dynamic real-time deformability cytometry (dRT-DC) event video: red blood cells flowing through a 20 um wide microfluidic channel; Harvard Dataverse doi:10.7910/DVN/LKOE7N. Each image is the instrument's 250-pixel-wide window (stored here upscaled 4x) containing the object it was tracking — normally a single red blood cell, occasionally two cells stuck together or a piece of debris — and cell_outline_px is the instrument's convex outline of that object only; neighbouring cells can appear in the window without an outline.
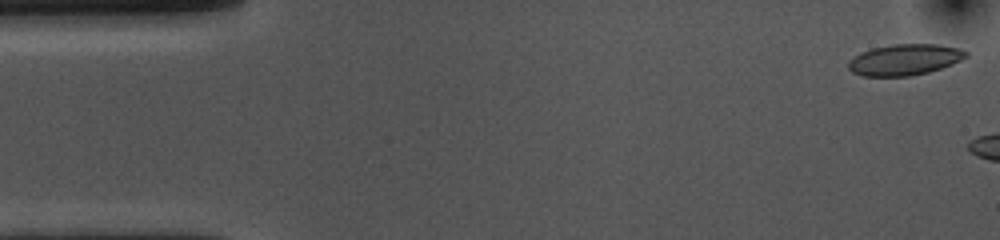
{"species": "common noctule bat (a hibernating species)", "species_latin": "Nyctalus noctula", "temperature_condition": "cold", "stored_images_in_passage": 5, "camera_frame_rate_fps": 3000, "um_per_image_px": 0.085, "animal": {"sex": "female", "body_mass_g": 10.0, "forearm_length_mm": 53.1}, "frame": {"image": 1, "passage_image": 1, "time_ms": 0.0, "image_size_px": [1000, 240], "cell_outline_px": [[968, 56], [952, 64], [928, 72], [908, 76], [864, 76], [852, 72], [848, 68], [848, 60], [860, 52], [872, 48], [892, 44], [936, 44], [960, 48], [968, 52]], "centroid_in_image_um": [76.87, 5.06], "position_along_channel_um": 8.1, "area_um2": 21.33}}